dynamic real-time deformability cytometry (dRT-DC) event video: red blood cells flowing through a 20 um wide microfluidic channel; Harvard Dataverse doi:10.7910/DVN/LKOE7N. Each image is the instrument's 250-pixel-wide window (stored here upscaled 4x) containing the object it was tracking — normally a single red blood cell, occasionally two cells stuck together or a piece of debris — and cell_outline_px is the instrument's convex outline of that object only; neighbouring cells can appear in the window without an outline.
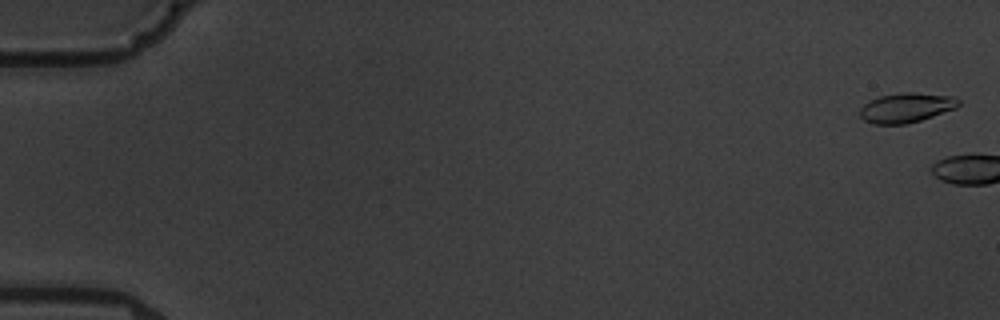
{"species": "common noctule bat (a hibernating species)", "species_latin": "Nyctalus noctula", "temperature_condition": "warm", "stored_images_in_passage": 2, "camera_frame_rate_fps": 3000, "um_per_image_px": 0.085, "animal": {"sex": "male", "body_mass_g": 19.5, "forearm_length_mm": 54.6}, "frame": {"image": 1, "passage_image": 1, "time_ms": 0.0, "image_size_px": [1000, 320], "cell_outline_px": [[960, 104], [956, 108], [908, 124], [872, 124], [864, 120], [860, 116], [860, 108], [864, 104], [880, 96], [904, 92], [916, 92], [952, 96], [960, 100]], "centroid_in_image_um": [77.03, 9.15], "position_along_channel_um": 8.0, "area_um2": 16.99}}